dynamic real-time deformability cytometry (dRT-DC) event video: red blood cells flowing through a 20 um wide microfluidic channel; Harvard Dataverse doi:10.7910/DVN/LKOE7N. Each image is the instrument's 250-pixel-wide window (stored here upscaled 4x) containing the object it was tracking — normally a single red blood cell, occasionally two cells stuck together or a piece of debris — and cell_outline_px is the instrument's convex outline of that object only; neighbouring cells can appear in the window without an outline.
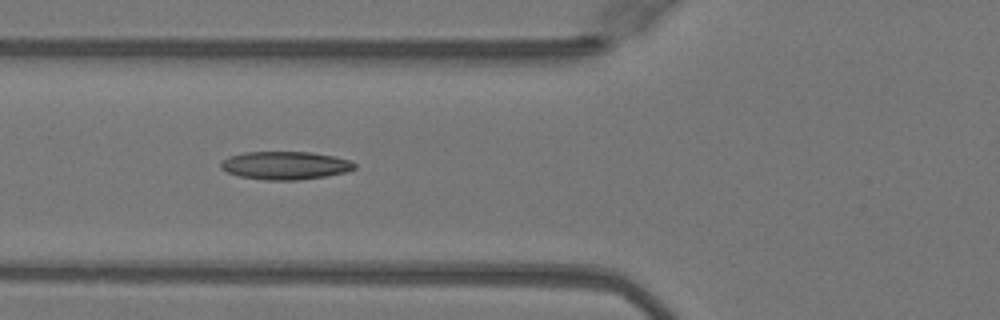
{"species": "Egyptian fruit bat (a non-hibernating species)", "species_latin": "Rousettus aegyptiacus", "temperature_condition": "warm", "stored_images_in_passage": 16, "camera_frame_rate_fps": 3000, "um_per_image_px": 0.085, "animal": {"sex": "female"}, "frame": {"image": 1, "passage_image": 3, "time_ms": 0.667, "image_size_px": [1000, 320], "cell_outline_px": [[356, 168], [344, 172], [324, 176], [296, 180], [268, 180], [240, 176], [228, 172], [220, 168], [220, 164], [228, 156], [244, 152], [312, 152], [352, 160], [356, 164]], "centroid_in_image_um": [24.25, 14.05], "position_along_channel_um": 101.6, "area_um2": 21.73}}
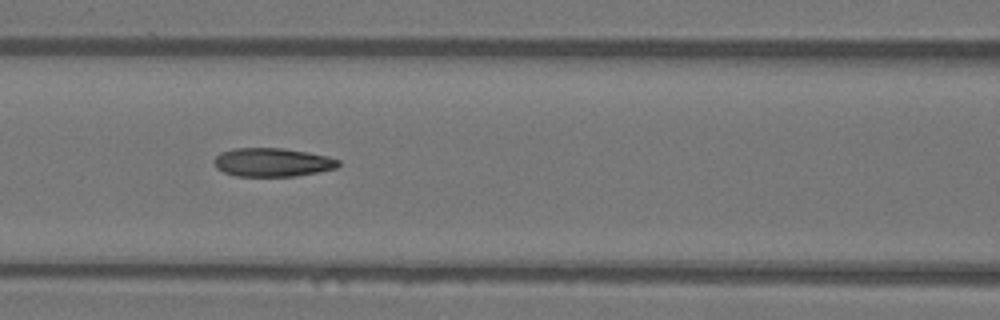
{"frame": {"image": 2, "passage_image": 6, "time_ms": 1.667, "image_size_px": [1000, 320], "cell_outline_px": [[340, 164], [336, 168], [296, 176], [236, 176], [224, 172], [216, 168], [212, 160], [220, 152], [236, 148], [284, 148], [308, 152], [328, 156], [340, 160]], "centroid_in_image_um": [23.14, 13.79], "position_along_channel_um": 143.5, "area_um2": 20.81}}
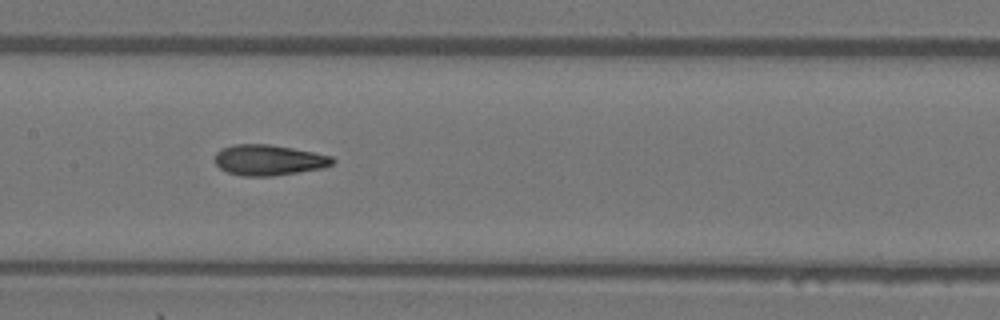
{"frame": {"image": 3, "passage_image": 9, "time_ms": 2.667, "image_size_px": [1000, 320], "cell_outline_px": [[336, 160], [332, 164], [320, 168], [272, 176], [240, 176], [228, 172], [220, 168], [216, 164], [216, 152], [220, 148], [232, 144], [268, 144], [292, 148], [332, 156]], "centroid_in_image_um": [22.8, 13.59], "position_along_channel_um": 184.6, "area_um2": 20.87}}